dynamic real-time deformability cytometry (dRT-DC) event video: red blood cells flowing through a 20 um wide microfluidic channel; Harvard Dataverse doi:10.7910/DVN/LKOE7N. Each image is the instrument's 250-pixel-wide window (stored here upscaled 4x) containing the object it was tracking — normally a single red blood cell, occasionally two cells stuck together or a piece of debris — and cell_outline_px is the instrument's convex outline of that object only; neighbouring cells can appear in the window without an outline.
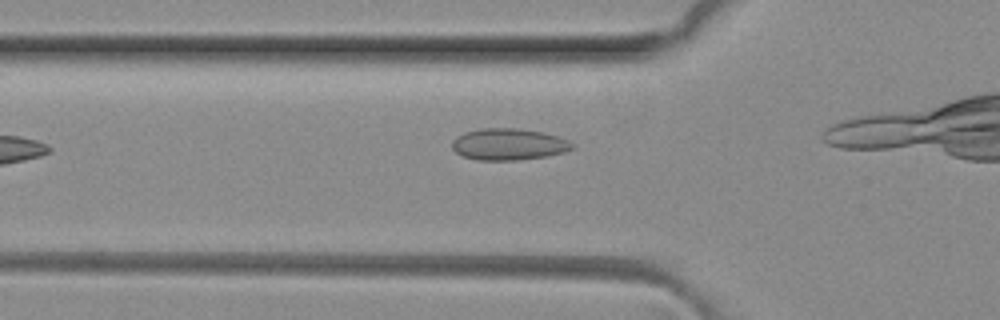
{"species": "common noctule bat (a hibernating species)", "species_latin": "Nyctalus noctula", "temperature_condition": "room temperature", "stored_images_in_passage": 7, "camera_frame_rate_fps": 3000, "um_per_image_px": 0.085, "animal": {"sex": "female", "body_mass_g": 29.2, "forearm_length_mm": 56.3}, "frame": {"image": 1, "passage_image": 6, "time_ms": 1.667, "image_size_px": [1000, 320], "cell_outline_px": [[576, 144], [572, 148], [564, 152], [548, 156], [516, 160], [476, 160], [464, 156], [456, 152], [452, 148], [452, 140], [456, 136], [464, 132], [480, 128], [520, 128], [544, 132], [568, 140]], "centroid_in_image_um": [43.23, 12.25], "position_along_channel_um": 82.6, "area_um2": 22.31}}